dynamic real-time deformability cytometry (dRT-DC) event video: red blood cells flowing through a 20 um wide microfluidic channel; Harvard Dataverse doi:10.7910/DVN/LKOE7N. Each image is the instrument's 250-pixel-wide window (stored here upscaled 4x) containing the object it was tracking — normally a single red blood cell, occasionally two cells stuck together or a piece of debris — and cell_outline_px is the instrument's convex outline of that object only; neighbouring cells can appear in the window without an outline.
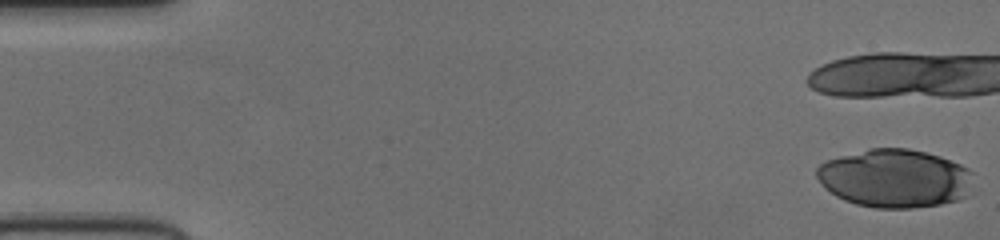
{"species": "human", "species_latin": "Homo sapiens", "temperature_condition": "cold", "stored_images_in_passage": 11, "camera_frame_rate_fps": 3000, "um_per_image_px": 0.085, "donor": {"sex": "female"}, "frame": {"image": 1, "passage_image": 1, "time_ms": 0.0, "image_size_px": [1000, 240], "cell_outline_px": [[972, 172], [964, 196], [960, 200], [940, 204], [912, 208], [876, 208], [856, 204], [844, 200], [836, 196], [824, 188], [816, 176], [816, 168], [820, 164], [828, 160], [840, 156], [868, 148], [908, 148], [940, 156], [960, 164], [968, 168]], "centroid_in_image_um": [76.0, 15.16], "position_along_channel_um": 9.0, "area_um2": 53.06}}